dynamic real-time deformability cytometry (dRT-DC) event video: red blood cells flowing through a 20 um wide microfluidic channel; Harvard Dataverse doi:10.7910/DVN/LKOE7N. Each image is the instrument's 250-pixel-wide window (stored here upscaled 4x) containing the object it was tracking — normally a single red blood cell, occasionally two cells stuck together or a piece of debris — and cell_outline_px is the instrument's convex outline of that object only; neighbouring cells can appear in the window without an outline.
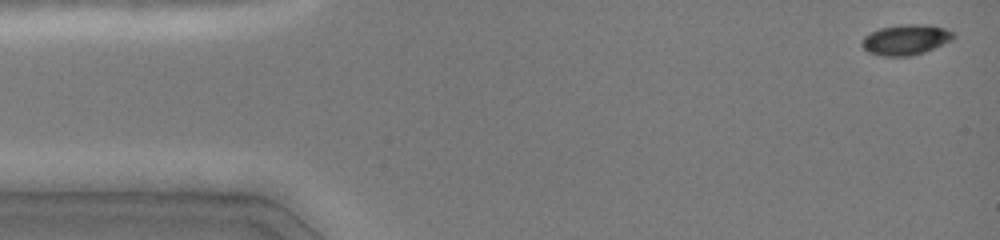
{"species": "common noctule bat (a hibernating species)", "species_latin": "Nyctalus noctula", "temperature_condition": "cold", "stored_images_in_passage": 20, "camera_frame_rate_fps": 3000, "um_per_image_px": 0.085, "animal": {"sex": "female", "body_mass_g": 19.0, "forearm_length_mm": 51.5}, "frame": {"image": 1, "passage_image": 2, "time_ms": 0.333, "image_size_px": [1000, 240], "cell_outline_px": [[956, 36], [952, 40], [924, 52], [912, 56], [880, 56], [868, 52], [860, 44], [860, 40], [864, 36], [880, 28], [900, 24], [932, 24], [944, 28], [952, 32]], "centroid_in_image_um": [76.98, 3.37], "position_along_channel_um": 8.0, "area_um2": 16.42}}
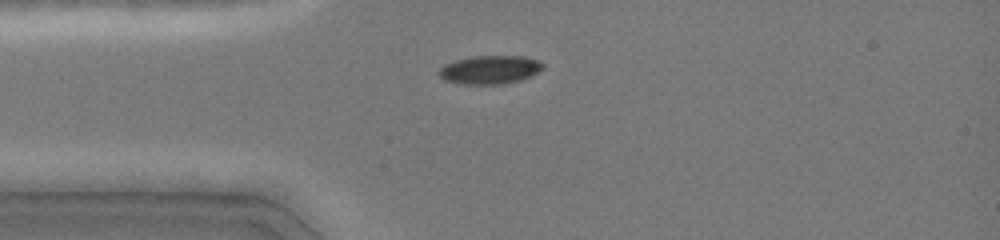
{"frame": {"image": 2, "passage_image": 12, "time_ms": 3.667, "image_size_px": [1000, 240], "cell_outline_px": [[544, 68], [532, 76], [520, 80], [504, 84], [460, 84], [444, 80], [436, 72], [444, 64], [456, 60], [472, 56], [524, 56], [540, 60], [544, 64]], "centroid_in_image_um": [41.65, 5.92], "position_along_channel_um": 43.3, "area_um2": 17.51}}
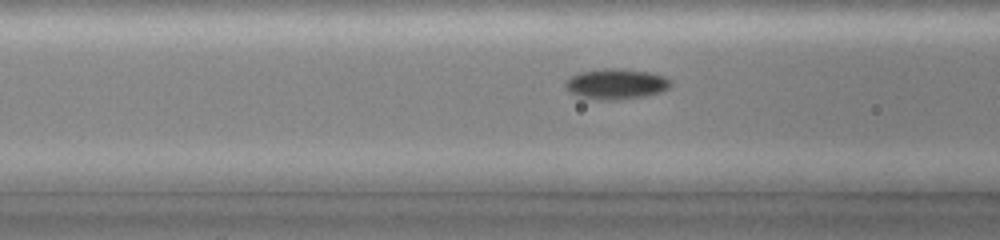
{"frame": {"image": 3, "passage_image": 18, "time_ms": 5.667, "image_size_px": [1000, 240], "cell_outline_px": [[672, 84], [668, 88], [660, 92], [648, 96], [616, 100], [596, 100], [580, 96], [568, 92], [564, 84], [572, 76], [580, 72], [600, 68], [612, 68], [652, 72], [664, 76], [672, 80]], "centroid_in_image_um": [52.39, 7.14], "position_along_channel_um": 114.2, "area_um2": 18.9}}